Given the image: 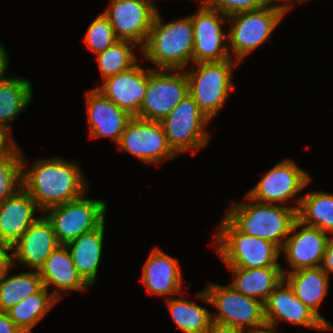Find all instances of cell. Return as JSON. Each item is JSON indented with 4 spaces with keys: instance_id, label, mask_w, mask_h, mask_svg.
I'll use <instances>...</instances> for the list:
<instances>
[{
    "instance_id": "cell-1",
    "label": "cell",
    "mask_w": 333,
    "mask_h": 333,
    "mask_svg": "<svg viewBox=\"0 0 333 333\" xmlns=\"http://www.w3.org/2000/svg\"><path fill=\"white\" fill-rule=\"evenodd\" d=\"M27 160L22 152V188L31 195L41 214L53 206L80 198L90 188L79 161L57 155L37 158L33 164Z\"/></svg>"
},
{
    "instance_id": "cell-2",
    "label": "cell",
    "mask_w": 333,
    "mask_h": 333,
    "mask_svg": "<svg viewBox=\"0 0 333 333\" xmlns=\"http://www.w3.org/2000/svg\"><path fill=\"white\" fill-rule=\"evenodd\" d=\"M163 21L157 11L145 45L141 48V56L152 62L156 69H189L194 47L191 16L166 23Z\"/></svg>"
},
{
    "instance_id": "cell-3",
    "label": "cell",
    "mask_w": 333,
    "mask_h": 333,
    "mask_svg": "<svg viewBox=\"0 0 333 333\" xmlns=\"http://www.w3.org/2000/svg\"><path fill=\"white\" fill-rule=\"evenodd\" d=\"M245 198L247 202L233 201L224 215L244 234L271 241L281 249L297 219V211L247 195Z\"/></svg>"
},
{
    "instance_id": "cell-4",
    "label": "cell",
    "mask_w": 333,
    "mask_h": 333,
    "mask_svg": "<svg viewBox=\"0 0 333 333\" xmlns=\"http://www.w3.org/2000/svg\"><path fill=\"white\" fill-rule=\"evenodd\" d=\"M214 234L217 255L228 267L261 268L282 266L280 248L271 241L241 232L225 215Z\"/></svg>"
},
{
    "instance_id": "cell-5",
    "label": "cell",
    "mask_w": 333,
    "mask_h": 333,
    "mask_svg": "<svg viewBox=\"0 0 333 333\" xmlns=\"http://www.w3.org/2000/svg\"><path fill=\"white\" fill-rule=\"evenodd\" d=\"M194 69H185L189 83V95L205 116L212 121L234 89L233 68L240 63L229 58L218 62L192 63Z\"/></svg>"
},
{
    "instance_id": "cell-6",
    "label": "cell",
    "mask_w": 333,
    "mask_h": 333,
    "mask_svg": "<svg viewBox=\"0 0 333 333\" xmlns=\"http://www.w3.org/2000/svg\"><path fill=\"white\" fill-rule=\"evenodd\" d=\"M283 7L267 4L261 9L228 17V46L231 58L239 63L269 41L287 15ZM232 50V51H231ZM233 56V57H232Z\"/></svg>"
},
{
    "instance_id": "cell-7",
    "label": "cell",
    "mask_w": 333,
    "mask_h": 333,
    "mask_svg": "<svg viewBox=\"0 0 333 333\" xmlns=\"http://www.w3.org/2000/svg\"><path fill=\"white\" fill-rule=\"evenodd\" d=\"M207 284L195 297L217 309L218 312H211L213 322L248 332L266 323L264 304L259 300L238 292L230 284Z\"/></svg>"
},
{
    "instance_id": "cell-8",
    "label": "cell",
    "mask_w": 333,
    "mask_h": 333,
    "mask_svg": "<svg viewBox=\"0 0 333 333\" xmlns=\"http://www.w3.org/2000/svg\"><path fill=\"white\" fill-rule=\"evenodd\" d=\"M86 196L87 193L42 213L51 223L60 244L66 245L106 221L107 203L102 199H90Z\"/></svg>"
},
{
    "instance_id": "cell-9",
    "label": "cell",
    "mask_w": 333,
    "mask_h": 333,
    "mask_svg": "<svg viewBox=\"0 0 333 333\" xmlns=\"http://www.w3.org/2000/svg\"><path fill=\"white\" fill-rule=\"evenodd\" d=\"M311 180L308 171L300 168L292 158H285L269 169L266 174L264 173L246 195L262 203L282 205L297 211L302 198V196L298 197V194L307 188ZM290 199L295 201L293 203L296 205H290Z\"/></svg>"
},
{
    "instance_id": "cell-10",
    "label": "cell",
    "mask_w": 333,
    "mask_h": 333,
    "mask_svg": "<svg viewBox=\"0 0 333 333\" xmlns=\"http://www.w3.org/2000/svg\"><path fill=\"white\" fill-rule=\"evenodd\" d=\"M160 122L168 145L178 156L186 151L193 155L209 144L206 126L210 120L189 94Z\"/></svg>"
},
{
    "instance_id": "cell-11",
    "label": "cell",
    "mask_w": 333,
    "mask_h": 333,
    "mask_svg": "<svg viewBox=\"0 0 333 333\" xmlns=\"http://www.w3.org/2000/svg\"><path fill=\"white\" fill-rule=\"evenodd\" d=\"M188 94L189 83L185 70L148 67V85L137 117L160 122Z\"/></svg>"
},
{
    "instance_id": "cell-12",
    "label": "cell",
    "mask_w": 333,
    "mask_h": 333,
    "mask_svg": "<svg viewBox=\"0 0 333 333\" xmlns=\"http://www.w3.org/2000/svg\"><path fill=\"white\" fill-rule=\"evenodd\" d=\"M120 151L128 152L136 159L148 165H160L161 162L178 158L168 145L161 122L133 117L117 144Z\"/></svg>"
},
{
    "instance_id": "cell-13",
    "label": "cell",
    "mask_w": 333,
    "mask_h": 333,
    "mask_svg": "<svg viewBox=\"0 0 333 333\" xmlns=\"http://www.w3.org/2000/svg\"><path fill=\"white\" fill-rule=\"evenodd\" d=\"M190 16L194 29L192 63L218 62L231 58L228 32L223 29L228 17L201 2L197 12Z\"/></svg>"
},
{
    "instance_id": "cell-14",
    "label": "cell",
    "mask_w": 333,
    "mask_h": 333,
    "mask_svg": "<svg viewBox=\"0 0 333 333\" xmlns=\"http://www.w3.org/2000/svg\"><path fill=\"white\" fill-rule=\"evenodd\" d=\"M157 11L153 0H110L103 14L113 27L116 38L134 42L141 52Z\"/></svg>"
},
{
    "instance_id": "cell-15",
    "label": "cell",
    "mask_w": 333,
    "mask_h": 333,
    "mask_svg": "<svg viewBox=\"0 0 333 333\" xmlns=\"http://www.w3.org/2000/svg\"><path fill=\"white\" fill-rule=\"evenodd\" d=\"M329 238L330 235L322 230L296 219L280 249L290 266L289 270H282L283 274L303 268L320 267Z\"/></svg>"
},
{
    "instance_id": "cell-16",
    "label": "cell",
    "mask_w": 333,
    "mask_h": 333,
    "mask_svg": "<svg viewBox=\"0 0 333 333\" xmlns=\"http://www.w3.org/2000/svg\"><path fill=\"white\" fill-rule=\"evenodd\" d=\"M267 324L279 325L280 320L314 330H332L312 309L304 305L283 279L264 303Z\"/></svg>"
},
{
    "instance_id": "cell-17",
    "label": "cell",
    "mask_w": 333,
    "mask_h": 333,
    "mask_svg": "<svg viewBox=\"0 0 333 333\" xmlns=\"http://www.w3.org/2000/svg\"><path fill=\"white\" fill-rule=\"evenodd\" d=\"M183 278L178 258L172 257L157 246L150 252L143 265L140 281L149 294L169 299L174 295L184 297L182 288L183 282L186 281Z\"/></svg>"
},
{
    "instance_id": "cell-18",
    "label": "cell",
    "mask_w": 333,
    "mask_h": 333,
    "mask_svg": "<svg viewBox=\"0 0 333 333\" xmlns=\"http://www.w3.org/2000/svg\"><path fill=\"white\" fill-rule=\"evenodd\" d=\"M60 245L51 223L40 215L11 246L12 266L14 268L18 263L27 269L39 271L48 256Z\"/></svg>"
},
{
    "instance_id": "cell-19",
    "label": "cell",
    "mask_w": 333,
    "mask_h": 333,
    "mask_svg": "<svg viewBox=\"0 0 333 333\" xmlns=\"http://www.w3.org/2000/svg\"><path fill=\"white\" fill-rule=\"evenodd\" d=\"M90 138H110L118 144L122 133L133 118L99 90L92 88L85 94Z\"/></svg>"
},
{
    "instance_id": "cell-20",
    "label": "cell",
    "mask_w": 333,
    "mask_h": 333,
    "mask_svg": "<svg viewBox=\"0 0 333 333\" xmlns=\"http://www.w3.org/2000/svg\"><path fill=\"white\" fill-rule=\"evenodd\" d=\"M148 85V67L139 63L127 71L109 77L95 87L119 108L137 117Z\"/></svg>"
},
{
    "instance_id": "cell-21",
    "label": "cell",
    "mask_w": 333,
    "mask_h": 333,
    "mask_svg": "<svg viewBox=\"0 0 333 333\" xmlns=\"http://www.w3.org/2000/svg\"><path fill=\"white\" fill-rule=\"evenodd\" d=\"M42 284L59 301L66 292H83L91 288L78 274L66 245L57 247L38 271Z\"/></svg>"
},
{
    "instance_id": "cell-22",
    "label": "cell",
    "mask_w": 333,
    "mask_h": 333,
    "mask_svg": "<svg viewBox=\"0 0 333 333\" xmlns=\"http://www.w3.org/2000/svg\"><path fill=\"white\" fill-rule=\"evenodd\" d=\"M41 212L31 195L23 188L15 195L0 203V241L12 246L30 225L39 217Z\"/></svg>"
},
{
    "instance_id": "cell-23",
    "label": "cell",
    "mask_w": 333,
    "mask_h": 333,
    "mask_svg": "<svg viewBox=\"0 0 333 333\" xmlns=\"http://www.w3.org/2000/svg\"><path fill=\"white\" fill-rule=\"evenodd\" d=\"M105 223L66 244L78 274L90 287L98 279L106 230Z\"/></svg>"
},
{
    "instance_id": "cell-24",
    "label": "cell",
    "mask_w": 333,
    "mask_h": 333,
    "mask_svg": "<svg viewBox=\"0 0 333 333\" xmlns=\"http://www.w3.org/2000/svg\"><path fill=\"white\" fill-rule=\"evenodd\" d=\"M330 276L321 268H303L284 274V280L294 291L297 298L312 309L331 329V323L319 312L328 294Z\"/></svg>"
},
{
    "instance_id": "cell-25",
    "label": "cell",
    "mask_w": 333,
    "mask_h": 333,
    "mask_svg": "<svg viewBox=\"0 0 333 333\" xmlns=\"http://www.w3.org/2000/svg\"><path fill=\"white\" fill-rule=\"evenodd\" d=\"M234 276L230 283L238 292L263 304L284 279L281 266L261 268L228 267Z\"/></svg>"
},
{
    "instance_id": "cell-26",
    "label": "cell",
    "mask_w": 333,
    "mask_h": 333,
    "mask_svg": "<svg viewBox=\"0 0 333 333\" xmlns=\"http://www.w3.org/2000/svg\"><path fill=\"white\" fill-rule=\"evenodd\" d=\"M33 100V86L28 79L6 76L0 79V128L13 130L11 122Z\"/></svg>"
},
{
    "instance_id": "cell-27",
    "label": "cell",
    "mask_w": 333,
    "mask_h": 333,
    "mask_svg": "<svg viewBox=\"0 0 333 333\" xmlns=\"http://www.w3.org/2000/svg\"><path fill=\"white\" fill-rule=\"evenodd\" d=\"M57 302L59 301L43 286L38 292L22 299L6 313L24 333H32L36 324L45 317Z\"/></svg>"
},
{
    "instance_id": "cell-28",
    "label": "cell",
    "mask_w": 333,
    "mask_h": 333,
    "mask_svg": "<svg viewBox=\"0 0 333 333\" xmlns=\"http://www.w3.org/2000/svg\"><path fill=\"white\" fill-rule=\"evenodd\" d=\"M297 219L333 236V194L312 191L302 195Z\"/></svg>"
},
{
    "instance_id": "cell-29",
    "label": "cell",
    "mask_w": 333,
    "mask_h": 333,
    "mask_svg": "<svg viewBox=\"0 0 333 333\" xmlns=\"http://www.w3.org/2000/svg\"><path fill=\"white\" fill-rule=\"evenodd\" d=\"M12 267L0 278V312H6L43 287L38 271L29 270L11 276L9 272Z\"/></svg>"
},
{
    "instance_id": "cell-30",
    "label": "cell",
    "mask_w": 333,
    "mask_h": 333,
    "mask_svg": "<svg viewBox=\"0 0 333 333\" xmlns=\"http://www.w3.org/2000/svg\"><path fill=\"white\" fill-rule=\"evenodd\" d=\"M165 300L175 326L183 333H205L212 322V311L206 306L176 296Z\"/></svg>"
},
{
    "instance_id": "cell-31",
    "label": "cell",
    "mask_w": 333,
    "mask_h": 333,
    "mask_svg": "<svg viewBox=\"0 0 333 333\" xmlns=\"http://www.w3.org/2000/svg\"><path fill=\"white\" fill-rule=\"evenodd\" d=\"M138 47L134 42L118 39L103 52L95 55L102 80L104 81L135 66L139 58L134 49Z\"/></svg>"
},
{
    "instance_id": "cell-32",
    "label": "cell",
    "mask_w": 333,
    "mask_h": 333,
    "mask_svg": "<svg viewBox=\"0 0 333 333\" xmlns=\"http://www.w3.org/2000/svg\"><path fill=\"white\" fill-rule=\"evenodd\" d=\"M22 150L18 145L0 160V203L22 189Z\"/></svg>"
},
{
    "instance_id": "cell-33",
    "label": "cell",
    "mask_w": 333,
    "mask_h": 333,
    "mask_svg": "<svg viewBox=\"0 0 333 333\" xmlns=\"http://www.w3.org/2000/svg\"><path fill=\"white\" fill-rule=\"evenodd\" d=\"M83 40L86 47L97 55L118 39L108 18L102 12L89 24Z\"/></svg>"
},
{
    "instance_id": "cell-34",
    "label": "cell",
    "mask_w": 333,
    "mask_h": 333,
    "mask_svg": "<svg viewBox=\"0 0 333 333\" xmlns=\"http://www.w3.org/2000/svg\"><path fill=\"white\" fill-rule=\"evenodd\" d=\"M208 8L219 11L226 17L232 15L261 9L265 5L264 0H200Z\"/></svg>"
},
{
    "instance_id": "cell-35",
    "label": "cell",
    "mask_w": 333,
    "mask_h": 333,
    "mask_svg": "<svg viewBox=\"0 0 333 333\" xmlns=\"http://www.w3.org/2000/svg\"><path fill=\"white\" fill-rule=\"evenodd\" d=\"M17 146L12 133L0 128V160L7 157Z\"/></svg>"
},
{
    "instance_id": "cell-36",
    "label": "cell",
    "mask_w": 333,
    "mask_h": 333,
    "mask_svg": "<svg viewBox=\"0 0 333 333\" xmlns=\"http://www.w3.org/2000/svg\"><path fill=\"white\" fill-rule=\"evenodd\" d=\"M11 266H12L11 246L0 241V278L7 272V270Z\"/></svg>"
},
{
    "instance_id": "cell-37",
    "label": "cell",
    "mask_w": 333,
    "mask_h": 333,
    "mask_svg": "<svg viewBox=\"0 0 333 333\" xmlns=\"http://www.w3.org/2000/svg\"><path fill=\"white\" fill-rule=\"evenodd\" d=\"M329 276L333 275V236H330L326 251L323 256V261L320 266Z\"/></svg>"
},
{
    "instance_id": "cell-38",
    "label": "cell",
    "mask_w": 333,
    "mask_h": 333,
    "mask_svg": "<svg viewBox=\"0 0 333 333\" xmlns=\"http://www.w3.org/2000/svg\"><path fill=\"white\" fill-rule=\"evenodd\" d=\"M0 333H24L8 316L6 312H0Z\"/></svg>"
},
{
    "instance_id": "cell-39",
    "label": "cell",
    "mask_w": 333,
    "mask_h": 333,
    "mask_svg": "<svg viewBox=\"0 0 333 333\" xmlns=\"http://www.w3.org/2000/svg\"><path fill=\"white\" fill-rule=\"evenodd\" d=\"M205 333H249L248 331L228 325L211 322Z\"/></svg>"
},
{
    "instance_id": "cell-40",
    "label": "cell",
    "mask_w": 333,
    "mask_h": 333,
    "mask_svg": "<svg viewBox=\"0 0 333 333\" xmlns=\"http://www.w3.org/2000/svg\"><path fill=\"white\" fill-rule=\"evenodd\" d=\"M9 56L5 46L0 43V79L7 76V70L9 67Z\"/></svg>"
},
{
    "instance_id": "cell-41",
    "label": "cell",
    "mask_w": 333,
    "mask_h": 333,
    "mask_svg": "<svg viewBox=\"0 0 333 333\" xmlns=\"http://www.w3.org/2000/svg\"><path fill=\"white\" fill-rule=\"evenodd\" d=\"M277 329H279L277 326L265 323L251 330L249 333H277Z\"/></svg>"
},
{
    "instance_id": "cell-42",
    "label": "cell",
    "mask_w": 333,
    "mask_h": 333,
    "mask_svg": "<svg viewBox=\"0 0 333 333\" xmlns=\"http://www.w3.org/2000/svg\"><path fill=\"white\" fill-rule=\"evenodd\" d=\"M264 1H265L266 4H272V5H277V6L283 7L287 12L288 11L290 12V9H292V0H284V1L282 0L283 3L281 2L280 4L278 3V0H264ZM280 1L281 0H279V2Z\"/></svg>"
},
{
    "instance_id": "cell-43",
    "label": "cell",
    "mask_w": 333,
    "mask_h": 333,
    "mask_svg": "<svg viewBox=\"0 0 333 333\" xmlns=\"http://www.w3.org/2000/svg\"><path fill=\"white\" fill-rule=\"evenodd\" d=\"M298 2L299 4H303L304 2H306L307 0H292V8L294 7V5L293 4H295V3H293V2Z\"/></svg>"
}]
</instances>
